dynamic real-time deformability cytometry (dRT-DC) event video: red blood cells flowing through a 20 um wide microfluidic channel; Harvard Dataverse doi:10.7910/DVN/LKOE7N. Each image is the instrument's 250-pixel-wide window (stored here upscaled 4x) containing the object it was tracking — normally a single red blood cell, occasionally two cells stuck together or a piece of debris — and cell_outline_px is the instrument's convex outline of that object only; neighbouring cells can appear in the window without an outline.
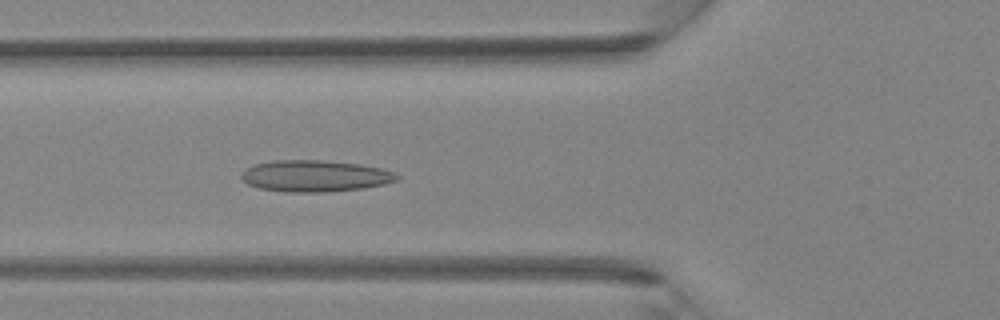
{"species": "Egyptian fruit bat (a non-hibernating species)", "species_latin": "Rousettus aegyptiacus", "temperature_condition": "room temperature", "stored_images_in_passage": 40, "camera_frame_rate_fps": 3000, "um_per_image_px": 0.085, "animal": {"sex": "female"}, "frame": {"image": 1, "passage_image": 15, "time_ms": 4.667, "image_size_px": [1000, 320], "cell_outline_px": [[400, 176], [396, 180], [384, 184], [364, 188], [324, 192], [284, 192], [260, 188], [248, 184], [240, 176], [248, 168], [256, 164], [272, 160], [320, 160], [360, 164], [380, 168], [396, 172]], "centroid_in_image_um": [26.8, 14.96], "position_along_channel_um": 99.0, "area_um2": 28.44}}
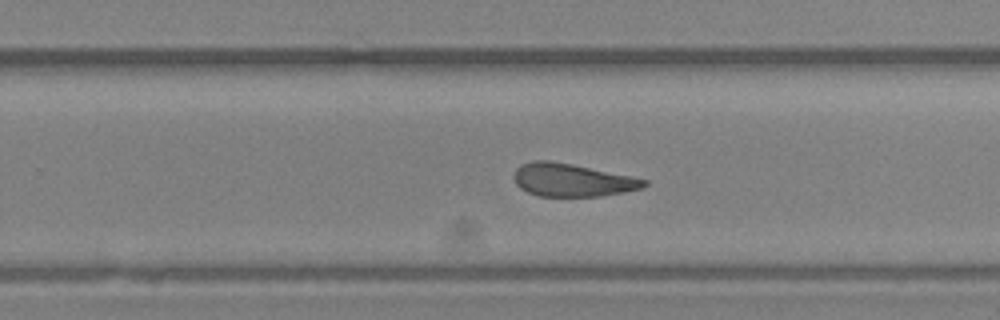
{"frame": {"image": 2, "passage_image": 26, "time_ms": 8.333, "image_size_px": [1000, 320], "cell_outline_px": [[648, 184], [644, 188], [624, 192], [600, 196], [540, 196], [528, 192], [520, 188], [516, 184], [512, 176], [516, 168], [520, 164], [532, 160], [548, 160], [572, 164], [632, 176], [648, 180]], "centroid_in_image_um": [48.62, 15.3], "position_along_channel_um": 281.2, "area_um2": 25.14}}
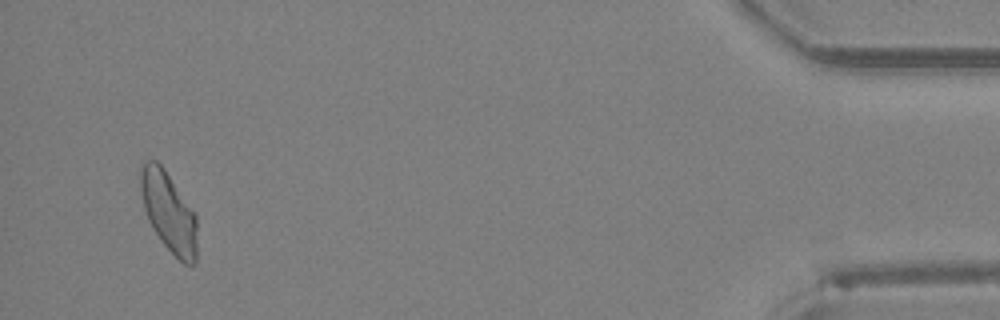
{"frame": {"image": 3, "passage_image": 39, "time_ms": 12.667, "image_size_px": [1000, 320], "cell_outline_px": [[196, 264], [184, 264], [160, 240], [148, 220], [144, 208], [140, 192], [140, 168], [144, 160], [156, 160], [164, 168], [196, 212]], "centroid_in_image_um": [14.34, 17.98], "position_along_channel_um": 420.9, "area_um2": 26.47}}